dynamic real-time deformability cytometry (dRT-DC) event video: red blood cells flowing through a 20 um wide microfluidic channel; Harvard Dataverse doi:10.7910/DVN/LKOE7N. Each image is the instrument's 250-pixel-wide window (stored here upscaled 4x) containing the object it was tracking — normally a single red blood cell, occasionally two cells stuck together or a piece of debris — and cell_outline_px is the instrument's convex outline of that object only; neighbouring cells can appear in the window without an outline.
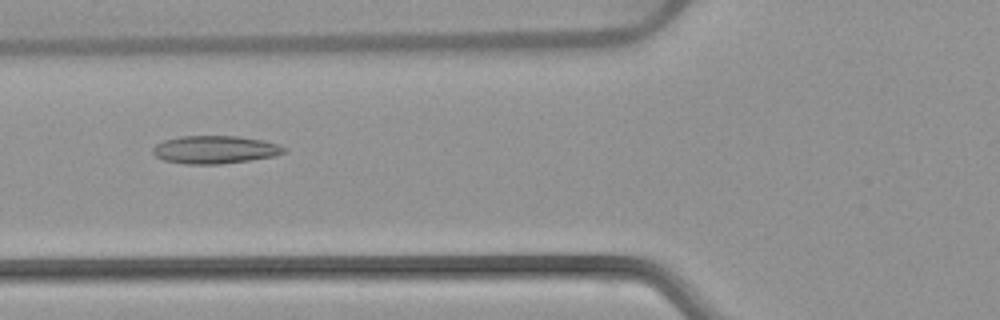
{"species": "common noctule bat (a hibernating species)", "species_latin": "Nyctalus noctula", "temperature_condition": "warm", "stored_images_in_passage": 52, "camera_frame_rate_fps": 3000, "um_per_image_px": 0.085, "animal": {"sex": "female", "body_mass_g": 22.7, "forearm_length_mm": 54.2}, "frame": {"image": 1, "passage_image": 20, "time_ms": 6.333, "image_size_px": [1000, 320], "cell_outline_px": [[288, 152], [276, 156], [220, 164], [184, 164], [164, 160], [156, 156], [152, 152], [152, 148], [156, 144], [164, 140], [180, 136], [236, 136], [264, 140], [280, 144], [288, 148]], "centroid_in_image_um": [18.32, 12.71], "position_along_channel_um": 107.5, "area_um2": 21.56}}
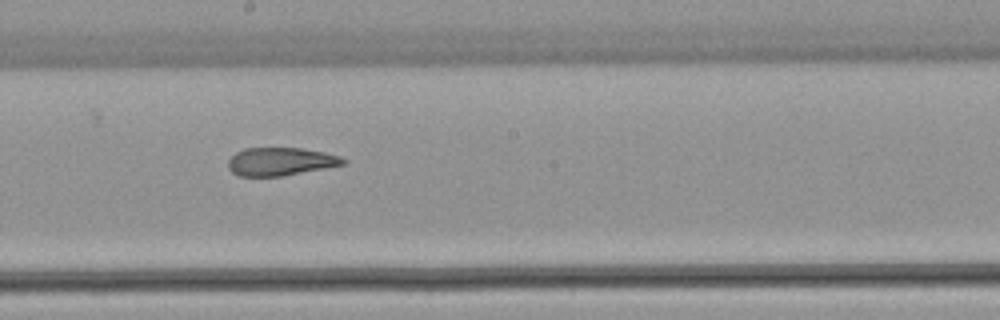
{"frame": {"image": 2, "passage_image": 29, "time_ms": 9.333, "image_size_px": [1000, 320], "cell_outline_px": [[348, 160], [344, 164], [284, 176], [236, 176], [228, 168], [228, 160], [236, 152], [244, 148], [300, 148], [324, 152], [340, 156]], "centroid_in_image_um": [23.82, 13.73], "position_along_channel_um": 224.4, "area_um2": 18.84}}
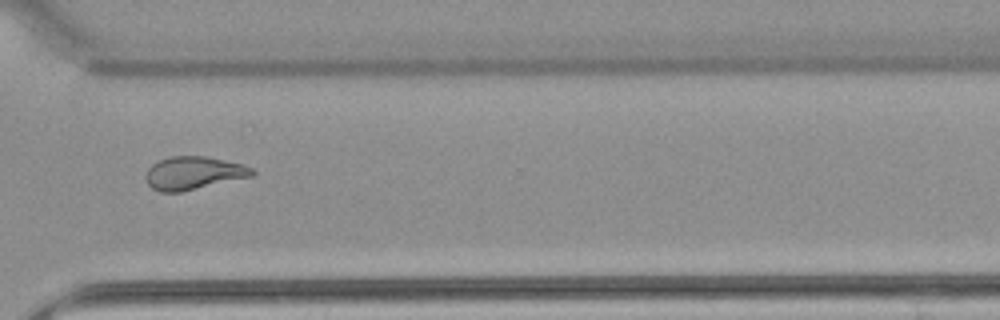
{"frame": {"image": 3, "passage_image": 39, "time_ms": 12.667, "image_size_px": [1000, 320], "cell_outline_px": [[256, 172], [252, 176], [180, 192], [160, 192], [152, 188], [148, 184], [144, 176], [148, 168], [156, 160], [172, 156], [204, 156], [244, 164], [252, 168]], "centroid_in_image_um": [16.42, 14.7], "position_along_channel_um": 354.2, "area_um2": 20.52}, "authors_computed_cell_mechanics": {"area_um2": 21.8773, "velocity_mm_per_s": 3.888, "shape_relaxation_time_tau1_ms": null, "shape_relaxation_time_tau2_ms": 2.0384, "deformation_change_tau1": null, "deformation_change_tau2": 0.1033}}